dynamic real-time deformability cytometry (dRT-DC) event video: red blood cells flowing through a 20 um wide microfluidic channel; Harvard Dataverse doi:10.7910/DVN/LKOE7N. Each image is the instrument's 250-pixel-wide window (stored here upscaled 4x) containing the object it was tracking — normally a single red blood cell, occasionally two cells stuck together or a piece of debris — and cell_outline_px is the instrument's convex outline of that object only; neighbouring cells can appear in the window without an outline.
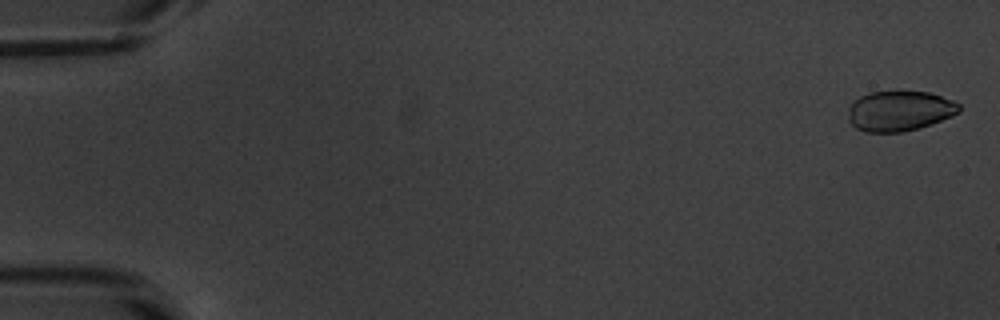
{"species": "common noctule bat (a hibernating species)", "species_latin": "Nyctalus noctula", "temperature_condition": "warm", "stored_images_in_passage": 54, "camera_frame_rate_fps": 3000, "um_per_image_px": 0.085, "animal": {"sex": "male", "body_mass_g": 20.1, "forearm_length_mm": 53.5}, "frame": {"image": 1, "passage_image": 2, "time_ms": 0.333, "image_size_px": [1000, 320], "cell_outline_px": [[960, 112], [952, 116], [920, 128], [904, 132], [868, 132], [856, 128], [848, 120], [848, 108], [852, 100], [868, 92], [896, 88], [928, 92], [952, 100], [960, 104]], "centroid_in_image_um": [76.43, 9.38], "position_along_channel_um": 8.6, "area_um2": 26.93}}
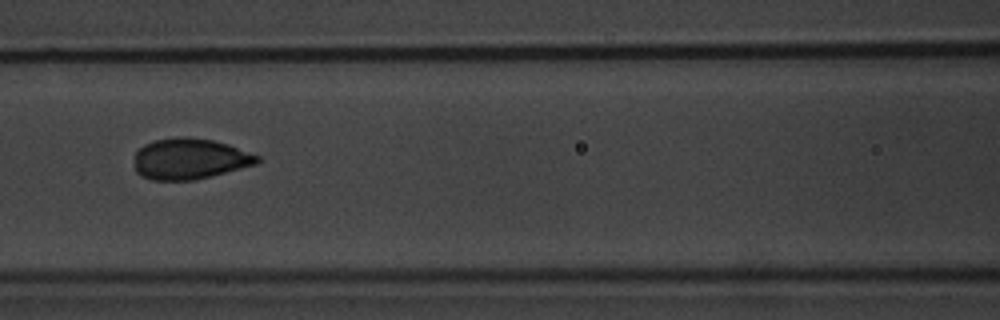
{"frame": {"image": 2, "passage_image": 25, "time_ms": 8.0, "image_size_px": [1000, 320], "cell_outline_px": [[260, 160], [256, 164], [196, 180], [152, 180], [140, 176], [136, 172], [136, 152], [144, 144], [152, 140], [176, 136], [184, 136], [212, 140], [228, 144], [260, 156]], "centroid_in_image_um": [16.12, 13.49], "position_along_channel_um": 150.5, "area_um2": 29.36}}
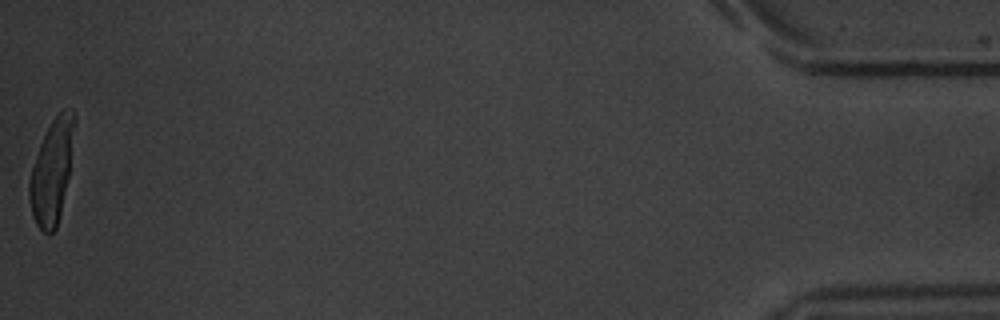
{"frame": {"image": 3, "passage_image": 54, "time_ms": 17.667, "image_size_px": [1000, 320], "cell_outline_px": [[76, 120], [68, 176], [60, 212], [56, 228], [48, 236], [36, 224], [32, 216], [28, 196], [28, 180], [40, 144], [52, 120], [64, 108], [72, 108], [76, 116]], "centroid_in_image_um": [4.4, 14.55], "position_along_channel_um": 430.8, "area_um2": 26.93}, "authors_computed_cell_mechanics": {"area_um2": 27.9174, "velocity_mm_per_s": 3.8413, "shape_relaxation_time_tau1_ms": 2.5443, "shape_relaxation_time_tau2_ms": null, "deformation_change_tau1": 0.1392, "deformation_change_tau2": null}}